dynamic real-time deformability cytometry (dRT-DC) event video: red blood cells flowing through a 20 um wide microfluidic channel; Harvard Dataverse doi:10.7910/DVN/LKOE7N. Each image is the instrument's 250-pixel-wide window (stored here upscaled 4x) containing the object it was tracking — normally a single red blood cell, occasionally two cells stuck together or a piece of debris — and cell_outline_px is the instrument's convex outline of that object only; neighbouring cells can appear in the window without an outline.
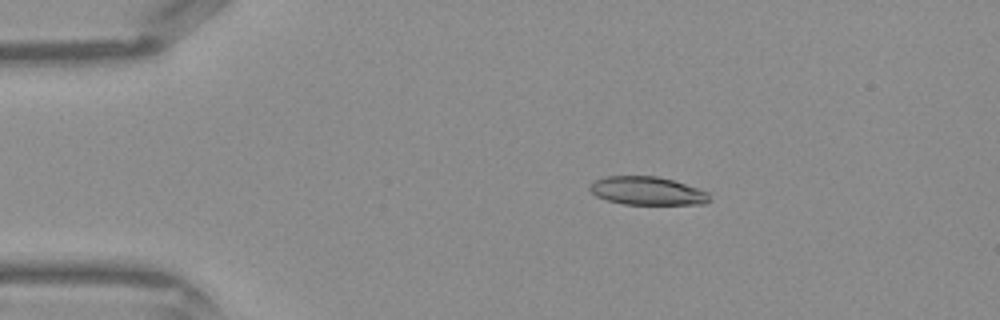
{"species": "Egyptian fruit bat (a non-hibernating species)", "species_latin": "Rousettus aegyptiacus", "temperature_condition": "warm", "stored_images_in_passage": 42, "camera_frame_rate_fps": 3000, "um_per_image_px": 0.085, "frame": {"image": 1, "passage_image": 7, "time_ms": 2.0, "image_size_px": [1000, 320], "cell_outline_px": [[712, 200], [704, 204], [624, 204], [608, 200], [596, 196], [588, 188], [588, 184], [604, 176], [656, 176], [672, 180], [708, 192]], "centroid_in_image_um": [55.0, 16.22], "position_along_channel_um": 30.0, "area_um2": 19.65}}
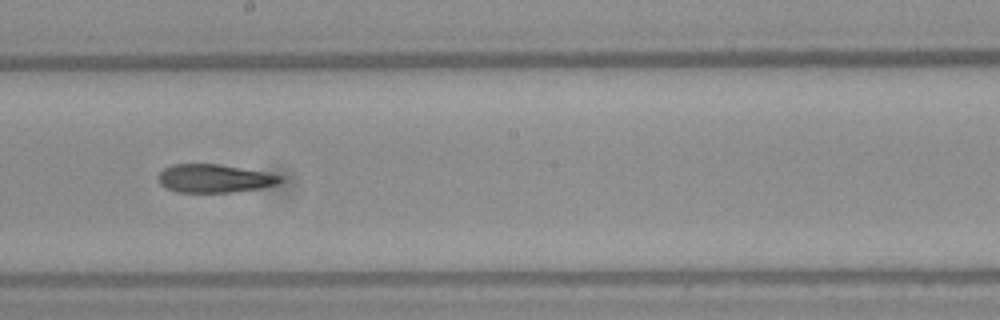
{"frame": {"image": 2, "passage_image": 23, "time_ms": 7.333, "image_size_px": [1000, 320], "cell_outline_px": [[280, 180], [276, 184], [260, 188], [232, 192], [176, 192], [160, 184], [160, 172], [164, 168], [172, 164], [220, 164], [264, 172], [280, 176]], "centroid_in_image_um": [18.18, 15.16], "position_along_channel_um": 230.0, "area_um2": 19.71}}
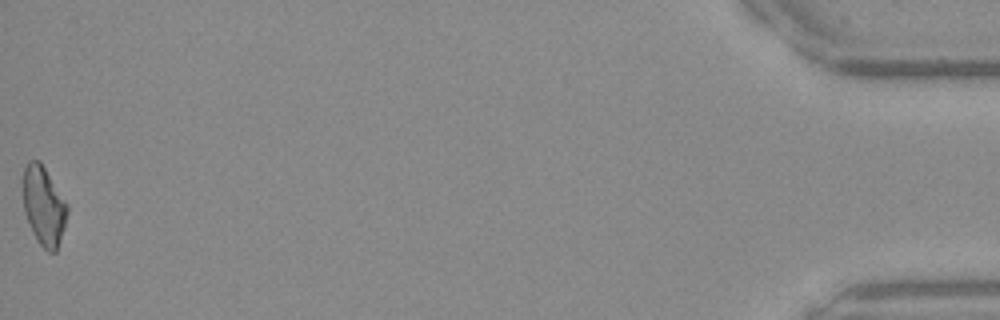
{"frame": {"image": 3, "passage_image": 42, "time_ms": 13.667, "image_size_px": [1000, 320], "cell_outline_px": [[68, 212], [64, 228], [56, 252], [48, 252], [36, 240], [32, 232], [24, 212], [24, 168], [28, 160], [40, 160], [68, 204]], "centroid_in_image_um": [3.73, 17.5], "position_along_channel_um": 431.5, "area_um2": 20.35}}